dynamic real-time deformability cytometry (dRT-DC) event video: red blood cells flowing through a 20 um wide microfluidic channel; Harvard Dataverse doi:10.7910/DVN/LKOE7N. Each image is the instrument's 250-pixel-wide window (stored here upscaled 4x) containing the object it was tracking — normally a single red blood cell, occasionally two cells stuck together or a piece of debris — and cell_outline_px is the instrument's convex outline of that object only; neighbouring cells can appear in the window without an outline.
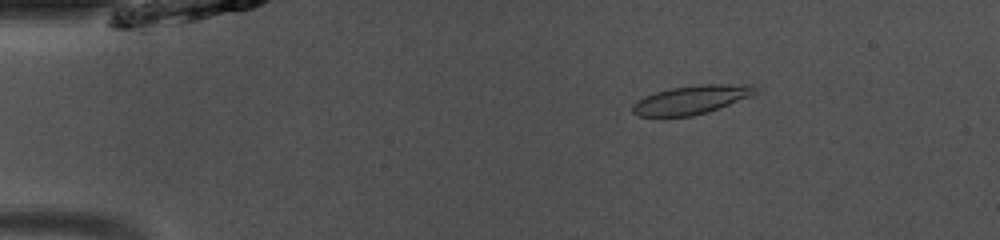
{"species": "common noctule bat (a hibernating species)", "species_latin": "Nyctalus noctula", "temperature_condition": "room temperature", "stored_images_in_passage": 49, "camera_frame_rate_fps": 3000, "um_per_image_px": 0.085, "animal": {"sex": "male", "body_mass_g": 13.0, "forearm_length_mm": 53.1}, "frame": {"image": 1, "passage_image": 8, "time_ms": 2.333, "image_size_px": [1000, 240], "cell_outline_px": [[756, 92], [748, 96], [708, 112], [692, 116], [640, 116], [632, 112], [632, 104], [644, 96], [656, 92], [672, 88], [700, 84], [752, 84], [756, 88]], "centroid_in_image_um": [58.73, 8.47], "position_along_channel_um": 26.3, "area_um2": 20.17}}
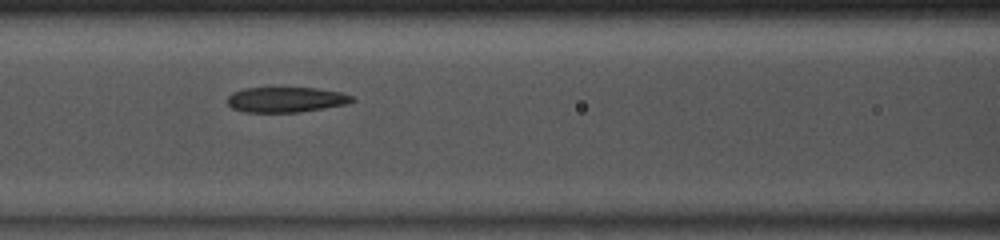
{"frame": {"image": 2, "passage_image": 21, "time_ms": 6.667, "image_size_px": [1000, 240], "cell_outline_px": [[356, 100], [348, 104], [300, 112], [244, 112], [232, 108], [228, 104], [228, 96], [232, 92], [244, 88], [316, 88], [340, 92], [352, 96]], "centroid_in_image_um": [24.31, 8.47], "position_along_channel_um": 142.3, "area_um2": 18.38}}
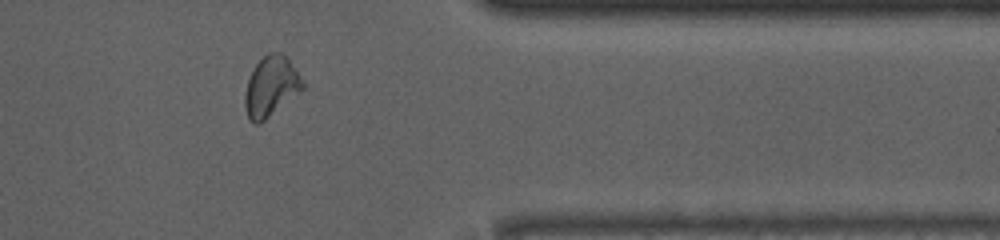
{"frame": {"image": 3, "passage_image": 40, "time_ms": 13.0, "image_size_px": [1000, 240], "cell_outline_px": [[304, 88], [300, 92], [260, 124], [252, 124], [248, 120], [244, 104], [244, 96], [248, 80], [256, 64], [268, 52], [284, 52], [288, 56], [304, 84]], "centroid_in_image_um": [23.03, 7.36], "position_along_channel_um": 388.4, "area_um2": 20.35}, "authors_computed_cell_mechanics": {"area_um2": 19.7676, "velocity_mm_per_s": 4.0736, "shape_relaxation_time_tau1_ms": 6.2429, "shape_relaxation_time_tau2_ms": 1.7877, "deformation_change_tau1": 0.2089, "deformation_change_tau2": 0.0743}}